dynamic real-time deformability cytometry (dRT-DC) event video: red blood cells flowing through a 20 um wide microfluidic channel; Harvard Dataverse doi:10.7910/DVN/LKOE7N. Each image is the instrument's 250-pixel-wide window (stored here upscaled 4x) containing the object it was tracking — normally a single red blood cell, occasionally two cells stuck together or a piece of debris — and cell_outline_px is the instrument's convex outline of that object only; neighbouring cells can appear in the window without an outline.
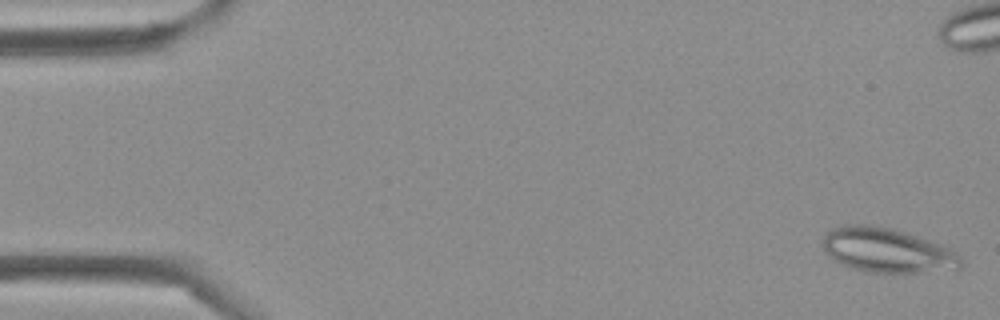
{"species": "Egyptian fruit bat (a non-hibernating species)", "species_latin": "Rousettus aegyptiacus", "temperature_condition": "cold", "stored_images_in_passage": 44, "camera_frame_rate_fps": 3000, "um_per_image_px": 0.085, "frame": {"image": 1, "passage_image": 1, "time_ms": 0.0, "image_size_px": [1000, 320], "cell_outline_px": [[964, 260], [960, 268], [916, 272], [868, 272], [852, 268], [828, 256], [824, 252], [824, 236], [832, 228], [844, 224], [872, 224], [892, 228], [932, 240], [956, 252]], "centroid_in_image_um": [75.41, 21.25], "position_along_channel_um": 9.6, "area_um2": 35.72}}
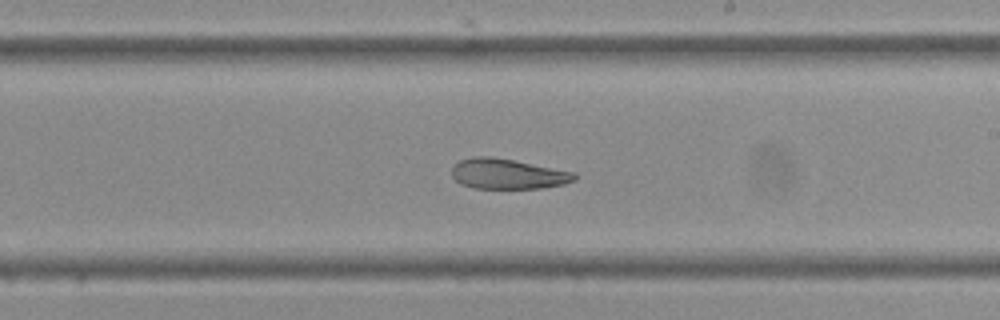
{"frame": {"image": 2, "passage_image": 25, "time_ms": 8.0, "image_size_px": [1000, 320], "cell_outline_px": [[576, 180], [564, 184], [544, 188], [472, 188], [460, 184], [452, 176], [452, 168], [460, 160], [472, 156], [492, 156], [576, 172]], "centroid_in_image_um": [43.16, 14.78], "position_along_channel_um": 245.8, "area_um2": 21.73}}
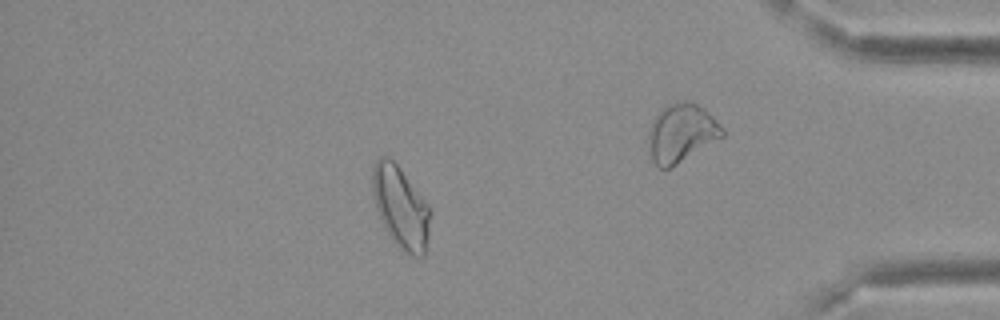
{"frame": {"image": 3, "passage_image": 38, "time_ms": 12.333, "image_size_px": [1000, 320], "cell_outline_px": [[428, 236], [424, 256], [412, 256], [404, 252], [392, 240], [380, 220], [372, 200], [372, 168], [376, 160], [380, 156], [388, 156], [400, 168], [428, 204]], "centroid_in_image_um": [34.0, 17.6], "position_along_channel_um": 401.2, "area_um2": 27.4}}